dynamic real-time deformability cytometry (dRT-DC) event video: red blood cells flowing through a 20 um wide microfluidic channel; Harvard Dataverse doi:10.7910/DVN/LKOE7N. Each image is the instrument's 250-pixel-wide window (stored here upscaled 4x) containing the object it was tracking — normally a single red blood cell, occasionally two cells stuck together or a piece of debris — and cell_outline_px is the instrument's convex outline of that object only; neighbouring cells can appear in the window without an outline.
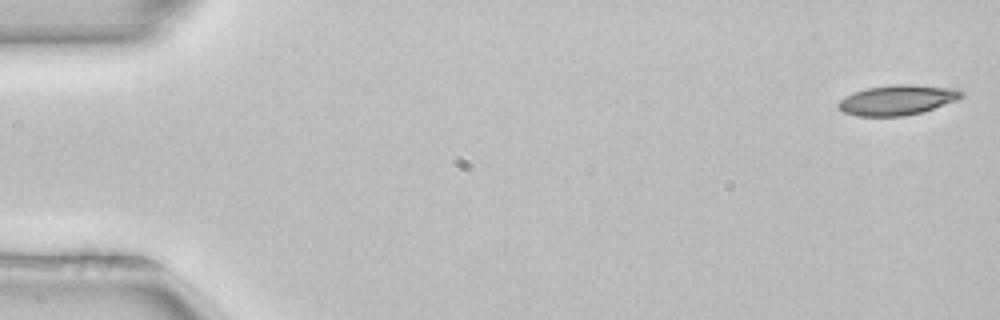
{"species": "common noctule bat (a hibernating species)", "species_latin": "Nyctalus noctula", "temperature_condition": "room temperature", "stored_images_in_passage": 51, "camera_frame_rate_fps": 3000, "um_per_image_px": 0.085, "animal": {"sex": "female", "body_mass_g": 22.7, "forearm_length_mm": 54.2}, "frame": {"image": 1, "passage_image": 1, "time_ms": 0.0, "image_size_px": [1000, 320], "cell_outline_px": [[964, 96], [956, 100], [920, 112], [904, 116], [860, 116], [844, 112], [836, 104], [844, 96], [852, 92], [868, 88], [892, 84], [912, 84], [956, 88], [964, 92]], "centroid_in_image_um": [76.27, 8.48], "position_along_channel_um": 8.7, "area_um2": 21.5}}
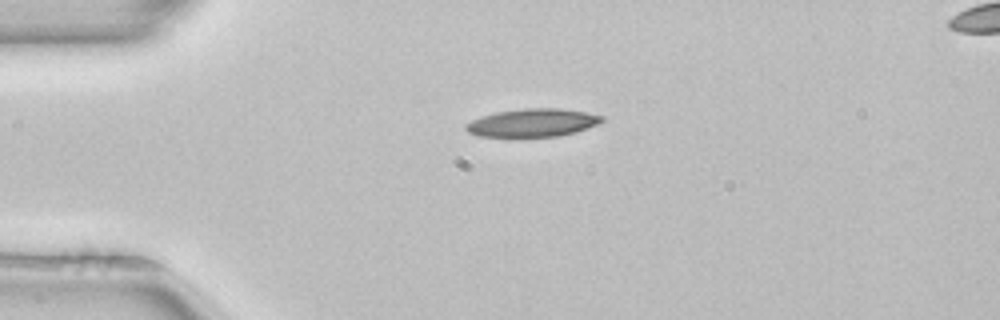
{"frame": {"image": 2, "passage_image": 12, "time_ms": 3.667, "image_size_px": [1000, 320], "cell_outline_px": [[604, 120], [600, 124], [576, 132], [560, 136], [480, 136], [468, 132], [464, 128], [464, 124], [472, 120], [496, 112], [524, 108], [560, 108], [584, 112], [604, 116]], "centroid_in_image_um": [45.31, 10.43], "position_along_channel_um": 39.7, "area_um2": 22.14}}
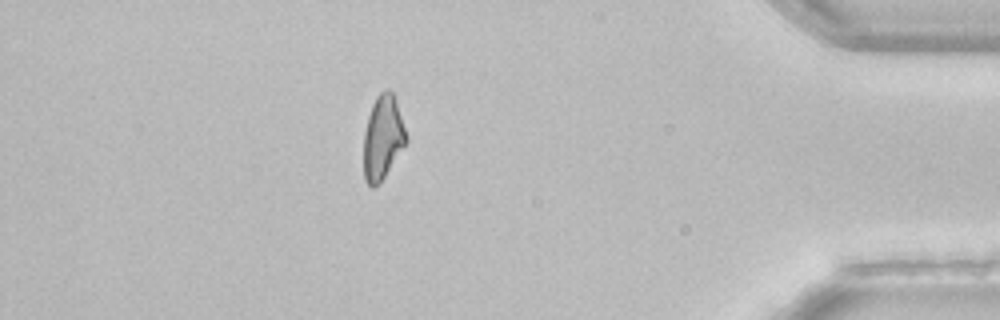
{"frame": {"image": 3, "passage_image": 45, "time_ms": 14.667, "image_size_px": [1000, 320], "cell_outline_px": [[408, 140], [380, 184], [372, 188], [364, 180], [364, 132], [368, 116], [372, 104], [376, 96], [384, 88], [388, 88], [392, 92]], "centroid_in_image_um": [32.51, 11.72], "position_along_channel_um": 402.7, "area_um2": 20.63}}